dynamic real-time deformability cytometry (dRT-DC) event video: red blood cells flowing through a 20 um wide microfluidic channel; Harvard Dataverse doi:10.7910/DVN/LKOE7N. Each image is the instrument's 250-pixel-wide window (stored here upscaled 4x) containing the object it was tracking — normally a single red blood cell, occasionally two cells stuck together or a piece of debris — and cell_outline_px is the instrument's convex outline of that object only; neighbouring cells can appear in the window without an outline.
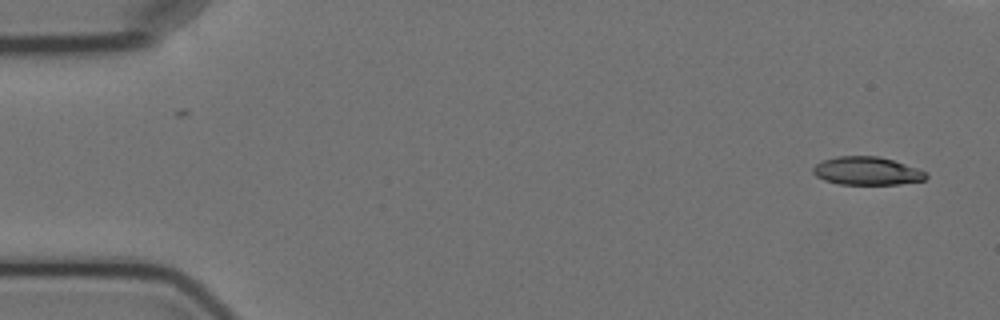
{"species": "Egyptian fruit bat (a non-hibernating species)", "species_latin": "Rousettus aegyptiacus", "temperature_condition": "cold", "stored_images_in_passage": 5, "camera_frame_rate_fps": 3000, "um_per_image_px": 0.085, "animal": {"sex": "female"}, "frame": {"image": 1, "passage_image": 1, "time_ms": 0.0, "image_size_px": [1000, 320], "cell_outline_px": [[928, 176], [924, 180], [896, 184], [840, 184], [824, 180], [816, 176], [812, 172], [812, 168], [816, 164], [824, 160], [836, 156], [876, 156], [892, 160], [916, 168], [924, 172]], "centroid_in_image_um": [73.64, 14.53], "position_along_channel_um": 11.4, "area_um2": 18.26}}